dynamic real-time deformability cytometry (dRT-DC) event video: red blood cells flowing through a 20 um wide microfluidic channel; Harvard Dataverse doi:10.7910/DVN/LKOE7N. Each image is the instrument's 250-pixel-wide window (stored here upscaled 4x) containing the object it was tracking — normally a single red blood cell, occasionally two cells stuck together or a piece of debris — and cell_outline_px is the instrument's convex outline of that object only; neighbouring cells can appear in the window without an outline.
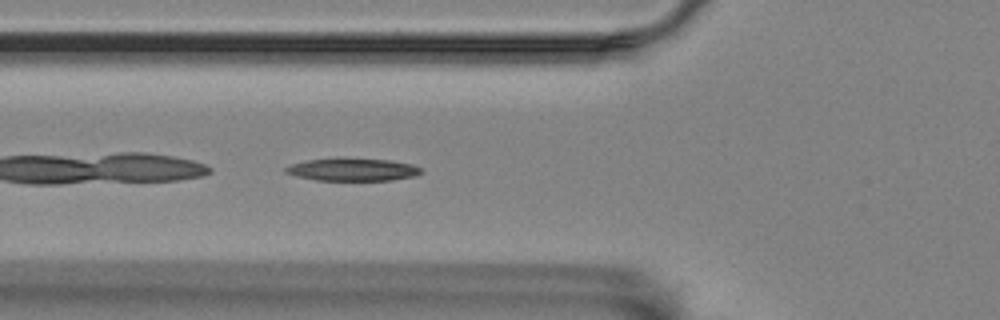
{"species": "Egyptian fruit bat (a non-hibernating species)", "species_latin": "Rousettus aegyptiacus", "temperature_condition": "room temperature", "stored_images_in_passage": 5, "camera_frame_rate_fps": 3000, "um_per_image_px": 0.085, "animal": {"sex": "female"}, "frame": {"image": 1, "passage_image": 5, "time_ms": 4.667, "image_size_px": [1000, 320], "cell_outline_px": [[420, 172], [416, 176], [392, 180], [316, 180], [296, 176], [284, 172], [284, 168], [292, 164], [308, 160], [388, 160], [412, 164], [420, 168]], "centroid_in_image_um": [29.97, 14.45], "position_along_channel_um": 95.8, "area_um2": 17.05}}